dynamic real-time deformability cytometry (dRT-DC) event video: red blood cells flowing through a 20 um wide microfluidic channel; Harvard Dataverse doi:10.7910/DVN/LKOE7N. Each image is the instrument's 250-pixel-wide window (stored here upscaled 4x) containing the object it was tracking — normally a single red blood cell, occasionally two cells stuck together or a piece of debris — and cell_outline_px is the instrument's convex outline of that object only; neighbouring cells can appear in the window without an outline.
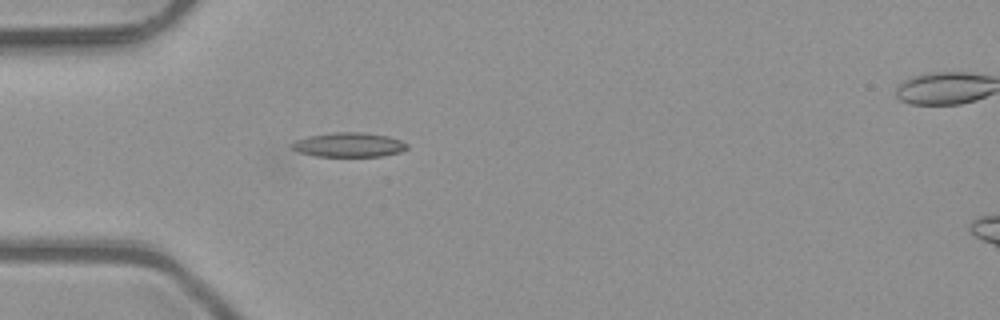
{"species": "common noctule bat (a hibernating species)", "species_latin": "Nyctalus noctula", "temperature_condition": "room temperature", "stored_images_in_passage": 5, "segment_of_instrument_passage": [1, 2], "camera_frame_rate_fps": 3000, "um_per_image_px": 0.085, "animal": {"sex": "male", "body_mass_g": 23.1, "forearm_length_mm": 52.7}, "frame": {"image": 1, "passage_image": 4, "time_ms": 1.0, "image_size_px": [1000, 320], "cell_outline_px": [[408, 148], [400, 152], [384, 156], [316, 156], [296, 152], [288, 148], [288, 144], [296, 140], [308, 136], [336, 132], [360, 132], [388, 136], [400, 140], [408, 144]], "centroid_in_image_um": [29.59, 12.31], "position_along_channel_um": 55.4, "area_um2": 16.59}}